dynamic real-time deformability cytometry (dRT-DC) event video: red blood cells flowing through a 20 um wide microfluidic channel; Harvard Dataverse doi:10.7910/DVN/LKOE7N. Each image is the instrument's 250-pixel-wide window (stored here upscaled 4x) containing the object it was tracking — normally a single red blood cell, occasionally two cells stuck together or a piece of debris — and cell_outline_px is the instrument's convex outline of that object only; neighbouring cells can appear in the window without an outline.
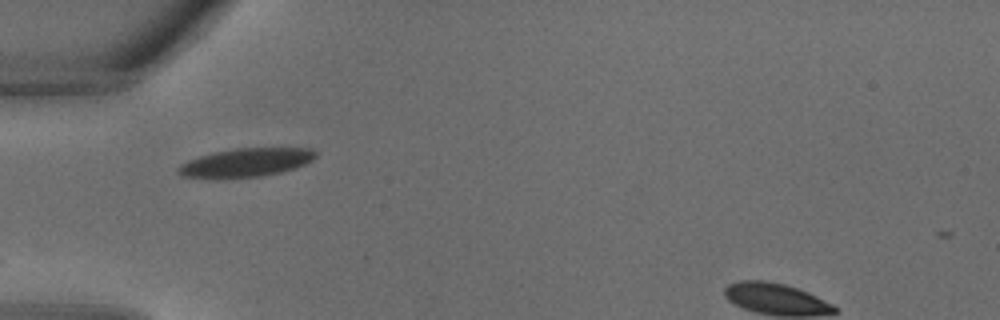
{"species": "common noctule bat (a hibernating species)", "species_latin": "Nyctalus noctula", "temperature_condition": "warm", "stored_images_in_passage": 3, "camera_frame_rate_fps": 3000, "um_per_image_px": 0.085, "animal": {"sex": "male", "body_mass_g": 18.8}, "frame": {"image": 1, "passage_image": 1, "time_ms": 0.0, "image_size_px": [1000, 320], "cell_outline_px": [[316, 156], [312, 160], [296, 168], [280, 172], [260, 176], [224, 180], [212, 180], [180, 176], [176, 172], [176, 168], [180, 164], [188, 160], [200, 156], [216, 152], [236, 148], [312, 148], [316, 152]], "centroid_in_image_um": [20.82, 13.85], "position_along_channel_um": 64.2, "area_um2": 23.47}}
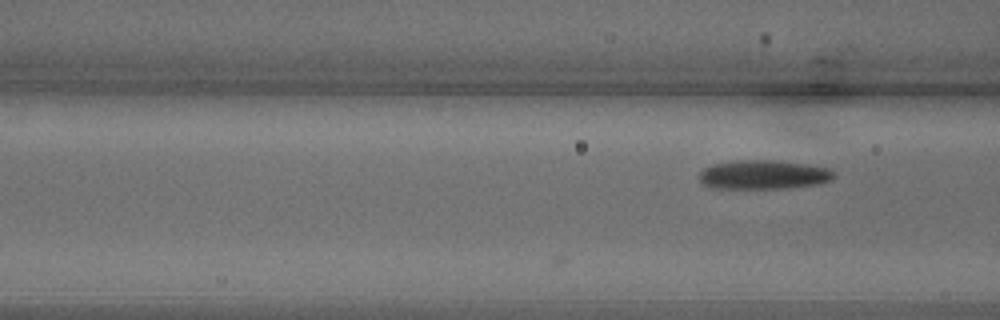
{"frame": {"image": 2, "passage_image": 3, "time_ms": 0.667, "image_size_px": [1000, 320], "cell_outline_px": [[836, 176], [832, 180], [820, 184], [784, 188], [712, 188], [704, 184], [700, 180], [700, 172], [704, 168], [712, 164], [732, 160], [772, 160], [808, 164], [828, 168], [836, 172]], "centroid_in_image_um": [64.93, 14.84], "position_along_channel_um": 101.7, "area_um2": 23.0}}